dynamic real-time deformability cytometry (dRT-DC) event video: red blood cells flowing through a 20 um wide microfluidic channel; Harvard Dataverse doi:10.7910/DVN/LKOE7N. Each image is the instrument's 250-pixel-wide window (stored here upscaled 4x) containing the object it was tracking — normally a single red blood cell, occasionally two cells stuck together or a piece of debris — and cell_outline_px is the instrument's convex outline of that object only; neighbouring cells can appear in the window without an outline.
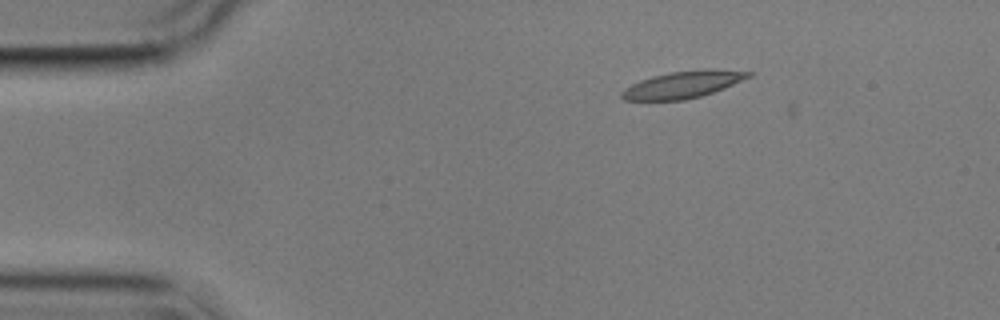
{"species": "common noctule bat (a hibernating species)", "species_latin": "Nyctalus noctula", "temperature_condition": "cold", "stored_images_in_passage": 4, "camera_frame_rate_fps": 3000, "um_per_image_px": 0.085, "animal": {"sex": "male", "body_mass_g": 17.9}, "frame": {"image": 1, "passage_image": 2, "time_ms": 1.333, "image_size_px": [1000, 320], "cell_outline_px": [[752, 76], [724, 88], [700, 96], [684, 100], [624, 100], [620, 96], [620, 92], [624, 88], [640, 80], [652, 76], [668, 72], [704, 68], [712, 68], [752, 72]], "centroid_in_image_um": [58.04, 7.17], "position_along_channel_um": 27.0, "area_um2": 20.06}}